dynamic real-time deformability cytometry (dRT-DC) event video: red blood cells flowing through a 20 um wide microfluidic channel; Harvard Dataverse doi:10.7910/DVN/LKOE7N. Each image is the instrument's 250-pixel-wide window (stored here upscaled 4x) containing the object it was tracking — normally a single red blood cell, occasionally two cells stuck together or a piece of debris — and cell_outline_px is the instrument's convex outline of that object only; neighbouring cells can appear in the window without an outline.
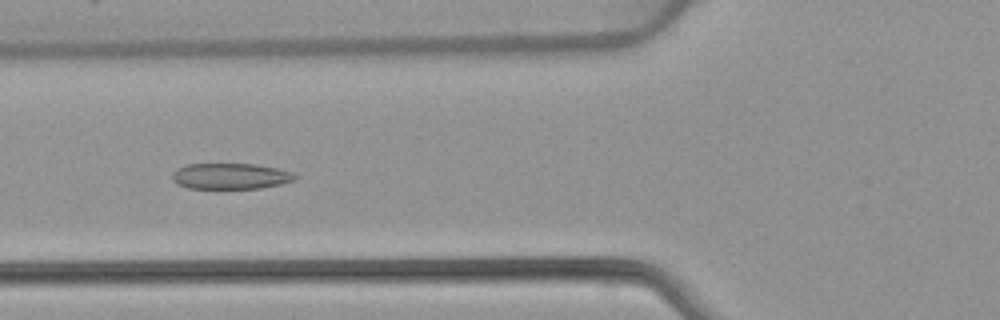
{"species": "common noctule bat (a hibernating species)", "species_latin": "Nyctalus noctula", "temperature_condition": "warm", "stored_images_in_passage": 52, "camera_frame_rate_fps": 3000, "um_per_image_px": 0.085, "animal": {"sex": "female", "body_mass_g": 22.7, "forearm_length_mm": 54.2}, "frame": {"image": 1, "passage_image": 20, "time_ms": 6.333, "image_size_px": [1000, 320], "cell_outline_px": [[300, 176], [296, 180], [280, 184], [260, 188], [188, 188], [176, 184], [172, 180], [172, 172], [176, 168], [188, 164], [252, 164], [276, 168], [292, 172]], "centroid_in_image_um": [19.58, 14.97], "position_along_channel_um": 106.2, "area_um2": 18.61}}
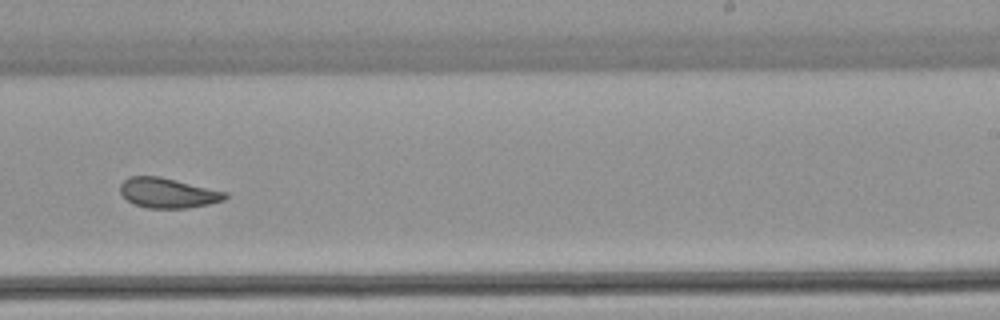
{"frame": {"image": 2, "passage_image": 33, "time_ms": 10.667, "image_size_px": [1000, 320], "cell_outline_px": [[228, 196], [224, 200], [208, 204], [188, 208], [148, 208], [132, 204], [120, 192], [120, 184], [128, 176], [160, 176], [228, 192]], "centroid_in_image_um": [14.27, 16.39], "position_along_channel_um": 274.7, "area_um2": 18.44}}
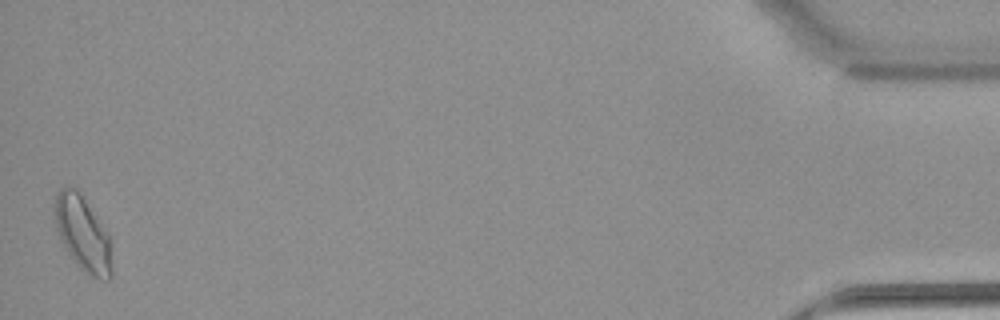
{"frame": {"image": 3, "passage_image": 52, "time_ms": 17.0, "image_size_px": [1000, 320], "cell_outline_px": [[112, 276], [108, 280], [100, 280], [88, 276], [80, 268], [68, 252], [60, 240], [56, 228], [56, 196], [60, 188], [76, 188], [108, 232], [112, 268]], "centroid_in_image_um": [7.07, 19.93], "position_along_channel_um": 428.1, "area_um2": 24.51}, "authors_computed_cell_mechanics": {"area_um2": 20.2878, "velocity_mm_per_s": 3.899, "shape_relaxation_time_tau1_ms": 10.4572, "shape_relaxation_time_tau2_ms": 1.7731, "deformation_change_tau1": 0.1976, "deformation_change_tau2": 0.0748}}